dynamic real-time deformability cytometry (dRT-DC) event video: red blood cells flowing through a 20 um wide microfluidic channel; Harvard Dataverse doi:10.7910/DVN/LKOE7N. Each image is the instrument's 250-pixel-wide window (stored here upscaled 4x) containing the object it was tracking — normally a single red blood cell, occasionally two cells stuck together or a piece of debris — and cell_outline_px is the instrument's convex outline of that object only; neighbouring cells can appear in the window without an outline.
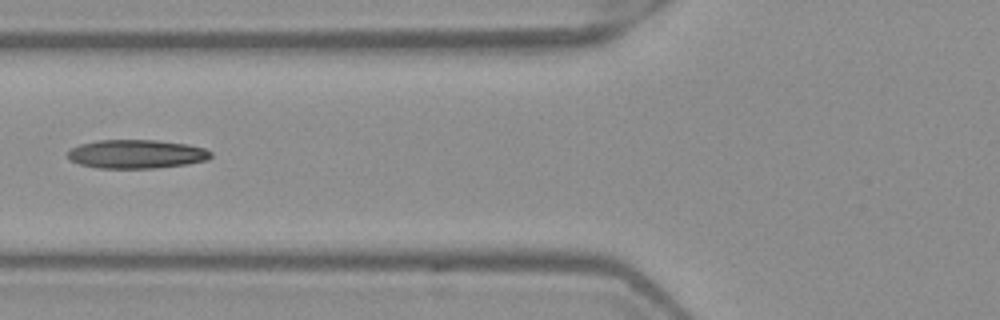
{"species": "Egyptian fruit bat (a non-hibernating species)", "species_latin": "Rousettus aegyptiacus", "temperature_condition": "warm", "stored_images_in_passage": 3, "camera_frame_rate_fps": 3000, "um_per_image_px": 0.085, "frame": {"image": 1, "passage_image": 2, "time_ms": 0.333, "image_size_px": [1000, 320], "cell_outline_px": [[212, 156], [208, 160], [188, 164], [156, 168], [96, 168], [80, 164], [68, 160], [68, 152], [72, 148], [80, 144], [96, 140], [156, 140], [188, 144], [204, 148], [212, 152]], "centroid_in_image_um": [11.61, 13.09], "position_along_channel_um": 114.2, "area_um2": 24.16}}
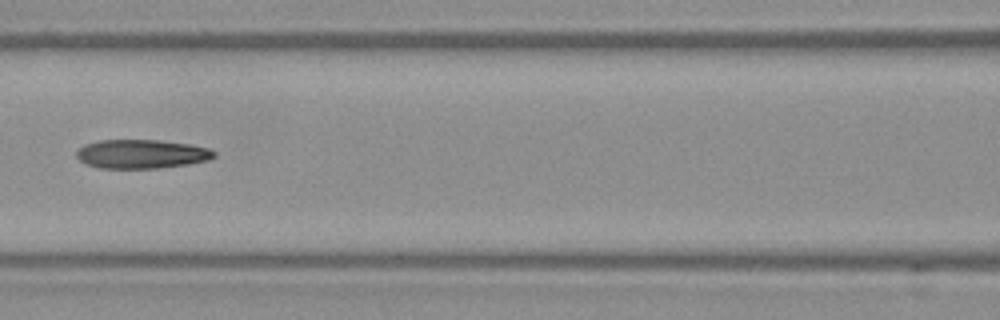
{"frame": {"image": 2, "passage_image": 3, "time_ms": 0.667, "image_size_px": [1000, 320], "cell_outline_px": [[216, 156], [208, 160], [188, 164], [160, 168], [100, 168], [88, 164], [80, 160], [76, 156], [76, 152], [84, 144], [100, 140], [160, 140], [188, 144], [208, 148], [216, 152]], "centroid_in_image_um": [12.04, 13.09], "position_along_channel_um": 154.6, "area_um2": 23.12}}